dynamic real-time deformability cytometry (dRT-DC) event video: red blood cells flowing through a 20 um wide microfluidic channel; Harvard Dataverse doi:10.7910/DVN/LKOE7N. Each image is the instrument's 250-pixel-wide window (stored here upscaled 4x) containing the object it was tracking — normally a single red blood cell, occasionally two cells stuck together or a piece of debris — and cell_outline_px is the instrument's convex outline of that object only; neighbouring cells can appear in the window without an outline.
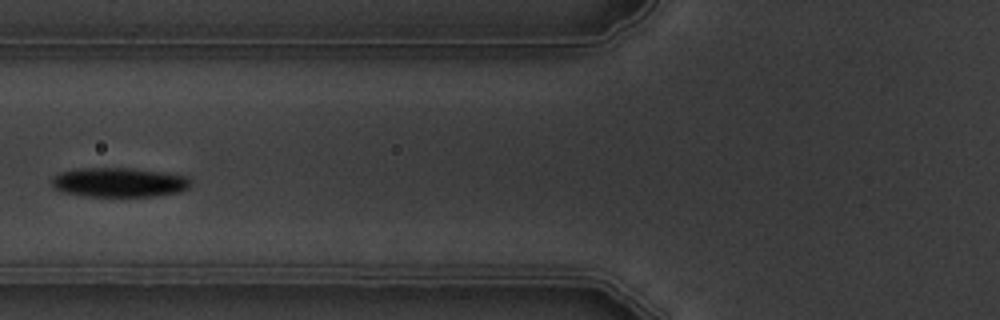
{"species": "common noctule bat (a hibernating species)", "species_latin": "Nyctalus noctula", "temperature_condition": "warm", "stored_images_in_passage": 8, "camera_frame_rate_fps": 3000, "um_per_image_px": 0.085, "animal": {"sex": "male", "body_mass_g": 19.5, "forearm_length_mm": 54.6}, "frame": {"image": 1, "passage_image": 5, "time_ms": 5.667, "image_size_px": [1000, 320], "cell_outline_px": [[192, 184], [188, 188], [180, 192], [152, 196], [88, 196], [64, 192], [52, 188], [52, 176], [60, 172], [80, 168], [132, 168], [164, 172], [188, 176]], "centroid_in_image_um": [10.13, 15.49], "position_along_channel_um": 115.7, "area_um2": 23.93}}